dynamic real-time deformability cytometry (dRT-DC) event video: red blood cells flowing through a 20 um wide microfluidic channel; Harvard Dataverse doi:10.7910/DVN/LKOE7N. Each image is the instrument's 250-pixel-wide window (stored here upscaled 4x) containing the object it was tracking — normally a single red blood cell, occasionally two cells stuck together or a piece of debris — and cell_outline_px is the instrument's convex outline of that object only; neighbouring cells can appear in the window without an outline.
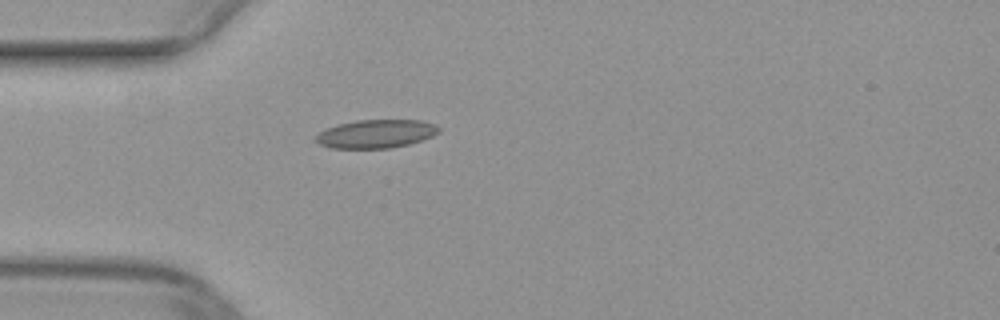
{"species": "common noctule bat (a hibernating species)", "species_latin": "Nyctalus noctula", "temperature_condition": "warm", "stored_images_in_passage": 6, "camera_frame_rate_fps": 3000, "um_per_image_px": 0.085, "animal": {"sex": "female", "body_mass_g": 29.2, "forearm_length_mm": 56.3}, "frame": {"image": 1, "passage_image": 1, "time_ms": 0.0, "image_size_px": [1000, 320], "cell_outline_px": [[440, 132], [432, 136], [408, 144], [392, 148], [332, 148], [320, 144], [316, 140], [316, 136], [324, 128], [356, 120], [420, 120], [436, 124], [440, 128]], "centroid_in_image_um": [31.98, 11.37], "position_along_channel_um": 53.0, "area_um2": 20.29}}
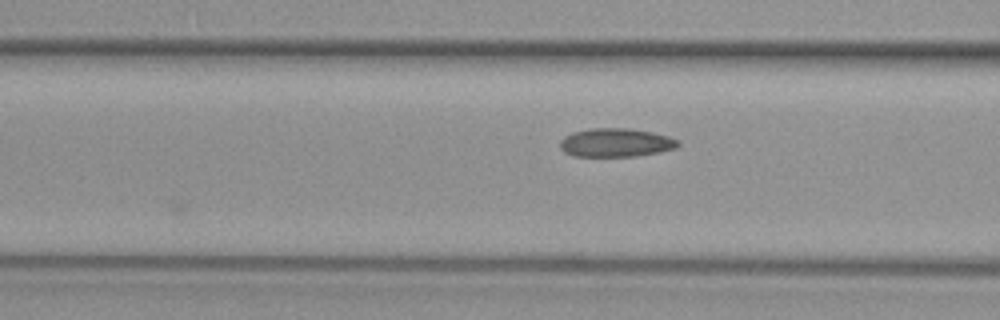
{"frame": {"image": 2, "passage_image": 6, "time_ms": 1.667, "image_size_px": [1000, 320], "cell_outline_px": [[680, 144], [676, 148], [660, 152], [636, 156], [572, 156], [564, 152], [560, 148], [560, 140], [564, 136], [572, 132], [588, 128], [628, 128], [652, 132], [668, 136], [680, 140]], "centroid_in_image_um": [52.34, 12.12], "position_along_channel_um": 114.3, "area_um2": 19.88}}